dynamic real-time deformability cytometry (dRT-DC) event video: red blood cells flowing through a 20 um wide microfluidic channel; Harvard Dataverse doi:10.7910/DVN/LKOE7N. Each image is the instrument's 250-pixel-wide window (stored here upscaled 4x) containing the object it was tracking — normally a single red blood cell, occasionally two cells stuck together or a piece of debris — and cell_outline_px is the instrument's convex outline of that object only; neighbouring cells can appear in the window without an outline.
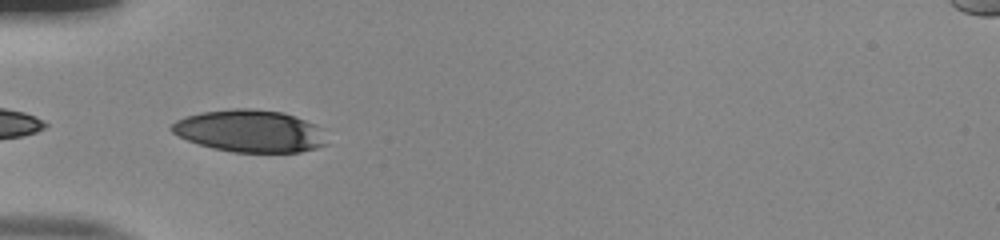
{"species": "human", "species_latin": "Homo sapiens", "temperature_condition": "room temperature", "stored_images_in_passage": 14, "camera_frame_rate_fps": 3000, "um_per_image_px": 0.085, "donor": {"sex": "male"}, "frame": {"image": 1, "passage_image": 1, "time_ms": 0.0, "image_size_px": [1000, 240], "cell_outline_px": [[328, 144], [316, 148], [300, 152], [232, 152], [212, 148], [188, 140], [172, 132], [168, 128], [176, 120], [184, 116], [200, 112], [236, 108], [252, 108], [284, 112], [304, 120], [312, 124]], "centroid_in_image_um": [21.16, 11.13], "position_along_channel_um": 63.8, "area_um2": 37.8}}
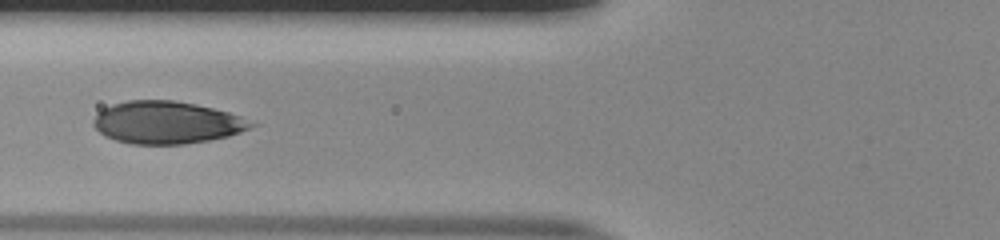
{"frame": {"image": 2, "passage_image": 5, "time_ms": 1.333, "image_size_px": [1000, 240], "cell_outline_px": [[260, 124], [240, 132], [228, 136], [208, 140], [184, 144], [132, 144], [116, 140], [104, 136], [92, 124], [92, 120], [104, 108], [112, 104], [128, 100], [172, 100], [196, 104], [228, 112], [240, 116]], "centroid_in_image_um": [14.18, 10.41], "position_along_channel_um": 111.6, "area_um2": 38.96}}
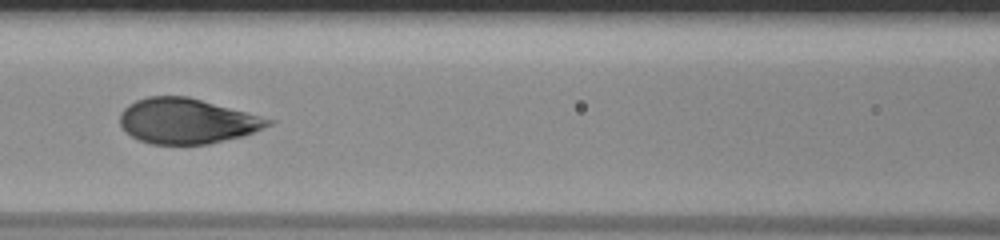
{"frame": {"image": 3, "passage_image": 8, "time_ms": 2.333, "image_size_px": [1000, 240], "cell_outline_px": [[276, 120], [272, 124], [244, 136], [208, 144], [152, 144], [140, 140], [124, 132], [120, 124], [120, 112], [128, 104], [136, 100], [148, 96], [188, 96]], "centroid_in_image_um": [15.88, 10.28], "position_along_channel_um": 150.7, "area_um2": 39.19}}